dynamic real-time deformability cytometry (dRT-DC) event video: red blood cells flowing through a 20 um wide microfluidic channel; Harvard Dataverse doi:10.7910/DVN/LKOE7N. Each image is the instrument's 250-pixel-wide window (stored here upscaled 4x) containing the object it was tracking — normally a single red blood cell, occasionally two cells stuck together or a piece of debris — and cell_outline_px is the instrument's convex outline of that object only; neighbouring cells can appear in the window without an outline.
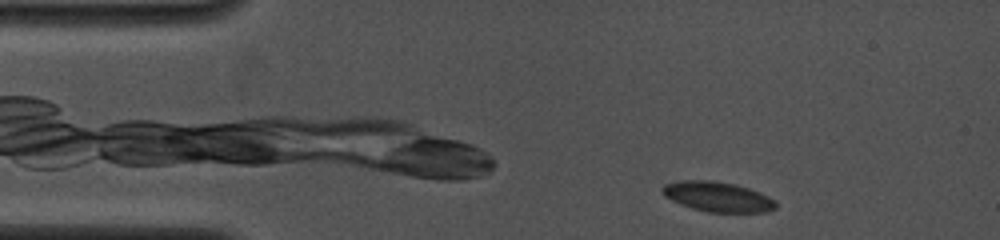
{"species": "common noctule bat (a hibernating species)", "species_latin": "Nyctalus noctula", "temperature_condition": "cold", "stored_images_in_passage": 48, "camera_frame_rate_fps": 4000, "um_per_image_px": 0.085, "animal": {"sex": "female", "body_mass_g": 19.0, "forearm_length_mm": 53.3}, "frame": {"image": 1, "passage_image": 4, "time_ms": 0.75, "image_size_px": [1000, 240], "cell_outline_px": [[776, 208], [768, 212], [708, 212], [692, 208], [680, 204], [664, 196], [660, 192], [660, 188], [664, 184], [680, 180], [712, 180], [736, 184], [760, 192], [776, 200]], "centroid_in_image_um": [60.98, 16.71], "position_along_channel_um": 24.0, "area_um2": 20.06}}
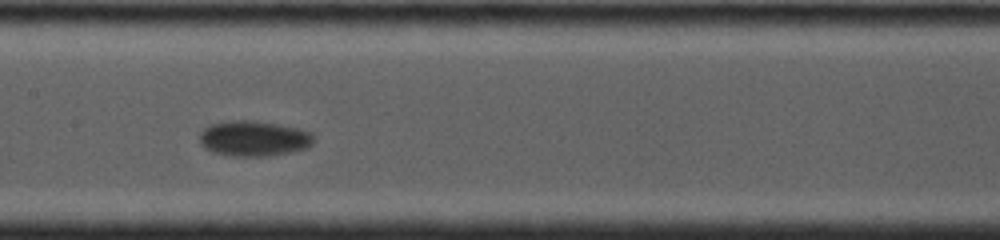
{"frame": {"image": 2, "passage_image": 22, "time_ms": 6.75, "image_size_px": [1000, 240], "cell_outline_px": [[312, 144], [308, 148], [292, 152], [264, 156], [232, 156], [212, 152], [204, 148], [200, 144], [200, 132], [208, 124], [228, 120], [256, 120], [280, 124], [300, 128], [312, 132]], "centroid_in_image_um": [21.56, 11.75], "position_along_channel_um": 185.8, "area_um2": 23.99}}
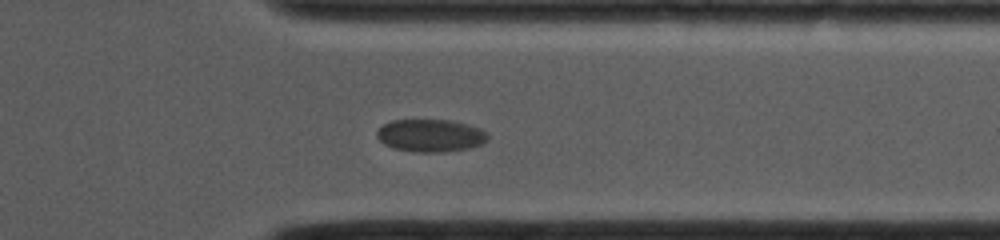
{"frame": {"image": 3, "passage_image": 37, "time_ms": 11.75, "image_size_px": [1000, 240], "cell_outline_px": [[488, 140], [480, 144], [468, 148], [444, 152], [416, 152], [396, 148], [384, 144], [376, 136], [376, 132], [384, 124], [392, 120], [452, 120], [468, 124], [480, 128], [488, 132]], "centroid_in_image_um": [36.62, 11.51], "position_along_channel_um": 374.8, "area_um2": 21.04}, "authors_computed_cell_mechanics": {"area_um2": 21.4727, "velocity_mm_per_s": 3.7586, "shape_relaxation_time_tau1_ms": 6.8569, "shape_relaxation_time_tau2_ms": null, "deformation_change_tau1": 0.1143, "deformation_change_tau2": null}}